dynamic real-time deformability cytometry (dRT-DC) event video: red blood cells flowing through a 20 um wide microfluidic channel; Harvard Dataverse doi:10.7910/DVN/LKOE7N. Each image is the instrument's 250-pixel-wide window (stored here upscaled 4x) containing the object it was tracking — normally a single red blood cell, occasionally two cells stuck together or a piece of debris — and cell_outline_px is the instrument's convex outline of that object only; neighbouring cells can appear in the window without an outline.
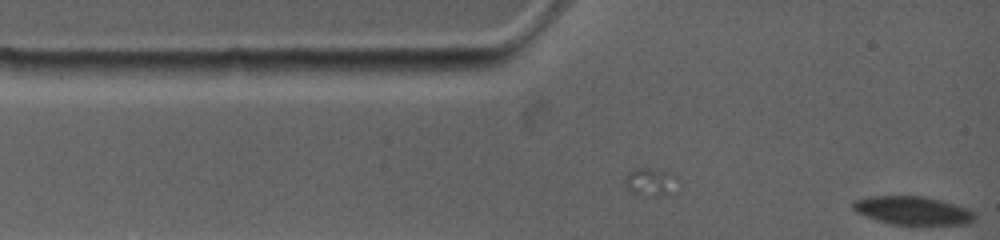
{"species": "common noctule bat (a hibernating species)", "species_latin": "Nyctalus noctula", "temperature_condition": "warm", "stored_images_in_passage": 37, "camera_frame_rate_fps": 4500, "um_per_image_px": 0.085, "animal": {"sex": "female", "body_mass_g": 19.0, "forearm_length_mm": 53.3}, "frame": {"image": 1, "passage_image": 1, "time_ms": 0.0, "image_size_px": [1000, 240], "cell_outline_px": [[976, 220], [968, 224], [892, 224], [856, 212], [852, 208], [852, 200], [868, 196], [924, 196], [940, 200], [968, 208], [976, 216]], "centroid_in_image_um": [77.58, 17.88], "position_along_channel_um": 7.4, "area_um2": 20.0}}
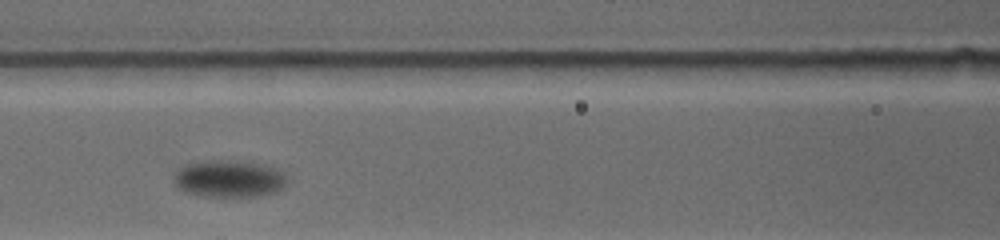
{"frame": {"image": 2, "passage_image": 16, "time_ms": 5.333, "image_size_px": [1000, 240], "cell_outline_px": [[288, 184], [284, 188], [276, 192], [260, 196], [204, 196], [184, 192], [176, 184], [176, 172], [184, 164], [208, 160], [232, 160], [260, 164], [284, 172], [288, 180]], "centroid_in_image_um": [19.52, 15.19], "position_along_channel_um": 147.1, "area_um2": 24.45}}
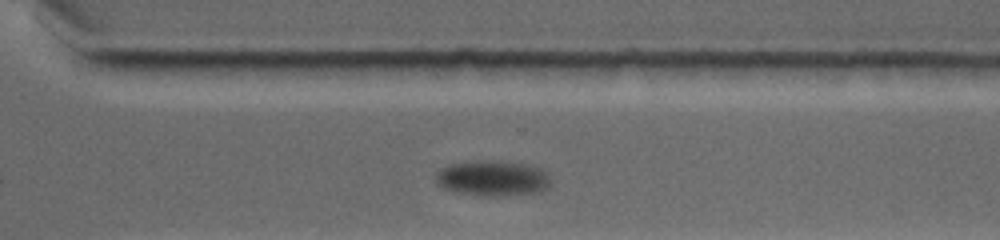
{"frame": {"image": 3, "passage_image": 32, "time_ms": 10.667, "image_size_px": [1000, 240], "cell_outline_px": [[552, 180], [548, 188], [540, 192], [504, 196], [492, 196], [460, 192], [444, 188], [436, 180], [436, 172], [440, 168], [452, 164], [476, 160], [500, 160], [528, 164], [544, 168]], "centroid_in_image_um": [41.97, 15.13], "position_along_channel_um": 328.6, "area_um2": 24.04}, "authors_computed_cell_mechanics": {"area_um2": 23.2934, "velocity_mm_per_s": 3.4053, "shape_relaxation_time_tau1_ms": 2.4608, "shape_relaxation_time_tau2_ms": null, "deformation_change_tau1": 0.0866, "deformation_change_tau2": null}}